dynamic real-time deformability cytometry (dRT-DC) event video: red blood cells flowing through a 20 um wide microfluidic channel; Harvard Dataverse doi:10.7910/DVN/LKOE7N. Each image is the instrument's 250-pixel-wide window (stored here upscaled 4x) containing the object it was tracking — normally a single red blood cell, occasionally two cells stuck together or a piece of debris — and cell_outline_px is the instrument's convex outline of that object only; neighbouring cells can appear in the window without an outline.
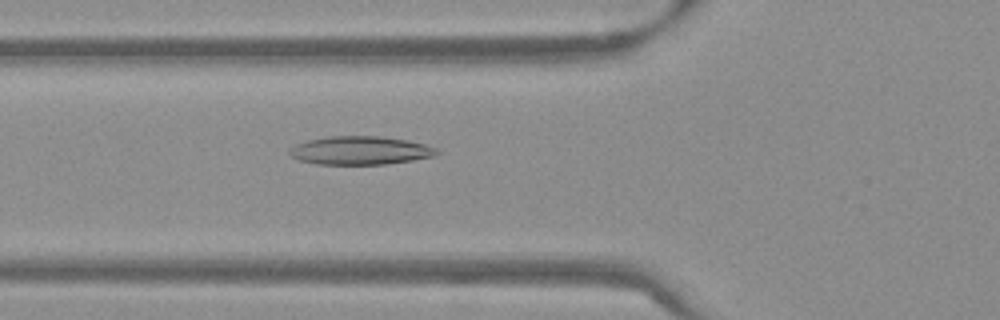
{"species": "Egyptian fruit bat (a non-hibernating species)", "species_latin": "Rousettus aegyptiacus", "temperature_condition": "warm", "stored_images_in_passage": 53, "camera_frame_rate_fps": 3000, "um_per_image_px": 0.085, "frame": {"image": 1, "passage_image": 19, "time_ms": 6.0, "image_size_px": [1000, 320], "cell_outline_px": [[440, 152], [436, 156], [412, 160], [384, 164], [316, 164], [300, 160], [292, 156], [288, 152], [288, 148], [296, 144], [308, 140], [328, 136], [380, 136], [408, 140], [424, 144], [436, 148]], "centroid_in_image_um": [30.62, 12.78], "position_along_channel_um": 95.2, "area_um2": 24.39}}
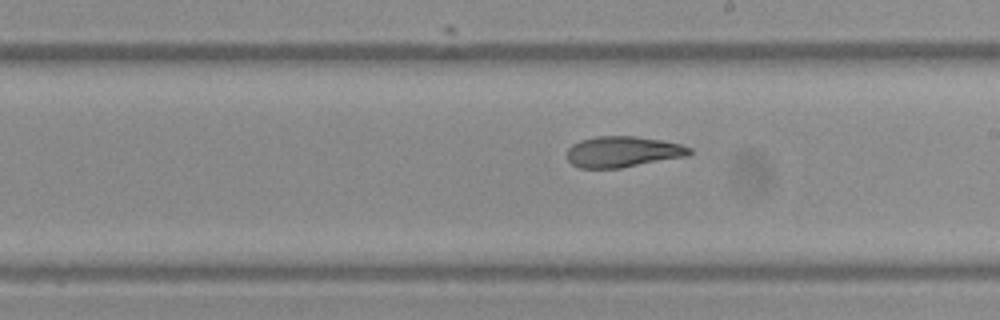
{"frame": {"image": 2, "passage_image": 30, "time_ms": 9.667, "image_size_px": [1000, 320], "cell_outline_px": [[692, 152], [688, 156], [620, 168], [580, 168], [572, 164], [568, 160], [568, 148], [572, 144], [580, 140], [596, 136], [636, 136], [664, 140], [680, 144], [692, 148]], "centroid_in_image_um": [52.96, 12.89], "position_along_channel_um": 236.0, "area_um2": 22.2}}
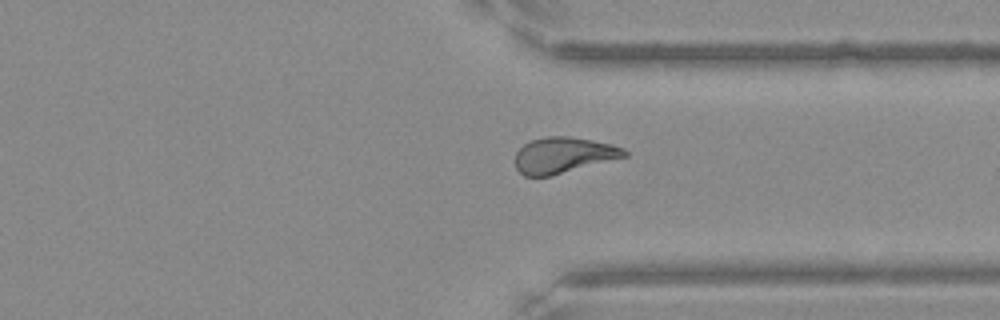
{"frame": {"image": 3, "passage_image": 40, "time_ms": 13.0, "image_size_px": [1000, 320], "cell_outline_px": [[628, 156], [552, 176], [524, 176], [516, 168], [516, 152], [524, 144], [532, 140], [548, 136], [568, 136], [592, 140], [612, 144], [624, 148], [628, 152]], "centroid_in_image_um": [47.92, 13.19], "position_along_channel_um": 363.5, "area_um2": 22.89}, "authors_computed_cell_mechanics": {"area_um2": 23.698, "velocity_mm_per_s": 3.8269, "shape_relaxation_time_tau1_ms": null, "shape_relaxation_time_tau2_ms": 2.7356, "deformation_change_tau1": null, "deformation_change_tau2": 0.0962}}